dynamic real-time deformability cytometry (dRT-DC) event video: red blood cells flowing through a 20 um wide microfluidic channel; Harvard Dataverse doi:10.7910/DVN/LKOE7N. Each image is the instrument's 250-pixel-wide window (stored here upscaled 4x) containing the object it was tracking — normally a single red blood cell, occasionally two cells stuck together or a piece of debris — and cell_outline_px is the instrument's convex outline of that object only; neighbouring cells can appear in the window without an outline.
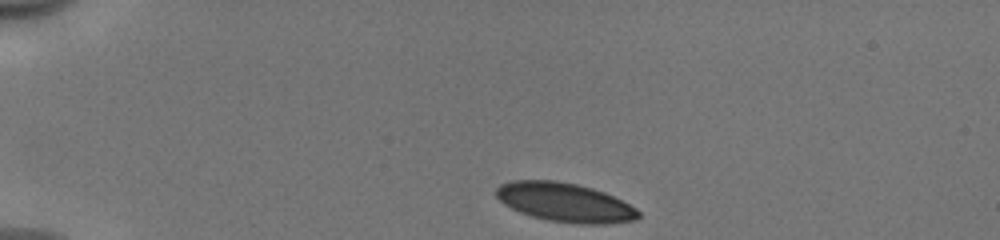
{"species": "human", "species_latin": "Homo sapiens", "temperature_condition": "cold", "stored_images_in_passage": 21, "camera_frame_rate_fps": 3000, "um_per_image_px": 0.085, "donor": {"sex": "male"}, "frame": {"image": 1, "passage_image": 1, "time_ms": 0.0, "image_size_px": [1000, 240], "cell_outline_px": [[640, 216], [636, 220], [604, 224], [584, 224], [548, 220], [532, 216], [520, 212], [504, 204], [496, 196], [496, 188], [500, 184], [512, 180], [556, 180], [576, 184], [592, 188], [604, 192], [636, 208], [640, 212]], "centroid_in_image_um": [48.0, 17.19], "position_along_channel_um": 37.0, "area_um2": 32.14}}
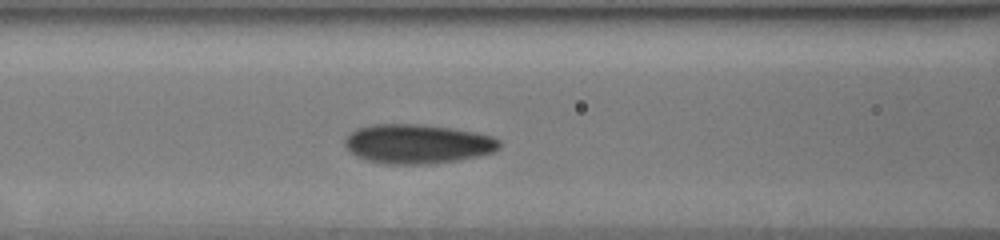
{"frame": {"image": 2, "passage_image": 12, "time_ms": 3.667, "image_size_px": [1000, 240], "cell_outline_px": [[500, 148], [492, 152], [480, 156], [460, 160], [428, 164], [388, 164], [368, 160], [356, 156], [344, 144], [344, 140], [356, 128], [372, 124], [424, 124], [452, 128], [476, 132], [492, 136], [500, 140]], "centroid_in_image_um": [35.52, 12.22], "position_along_channel_um": 131.1, "area_um2": 35.55}}
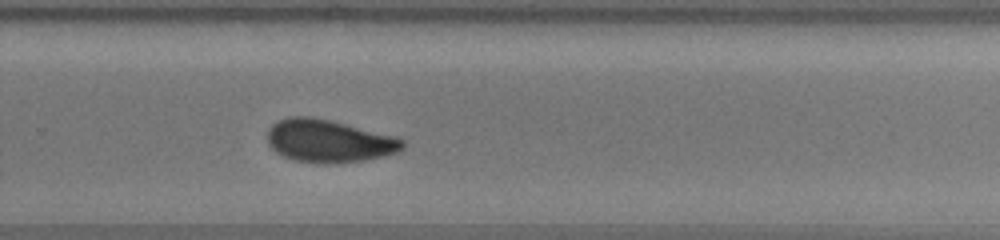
{"frame": {"image": 3, "passage_image": 21, "time_ms": 6.667, "image_size_px": [1000, 240], "cell_outline_px": [[404, 148], [396, 152], [384, 156], [364, 160], [336, 164], [324, 164], [296, 160], [284, 156], [276, 152], [268, 144], [268, 128], [272, 124], [280, 120], [292, 116], [312, 116], [332, 120], [396, 136], [404, 140]], "centroid_in_image_um": [27.97, 11.98], "position_along_channel_um": 301.8, "area_um2": 33.87}}